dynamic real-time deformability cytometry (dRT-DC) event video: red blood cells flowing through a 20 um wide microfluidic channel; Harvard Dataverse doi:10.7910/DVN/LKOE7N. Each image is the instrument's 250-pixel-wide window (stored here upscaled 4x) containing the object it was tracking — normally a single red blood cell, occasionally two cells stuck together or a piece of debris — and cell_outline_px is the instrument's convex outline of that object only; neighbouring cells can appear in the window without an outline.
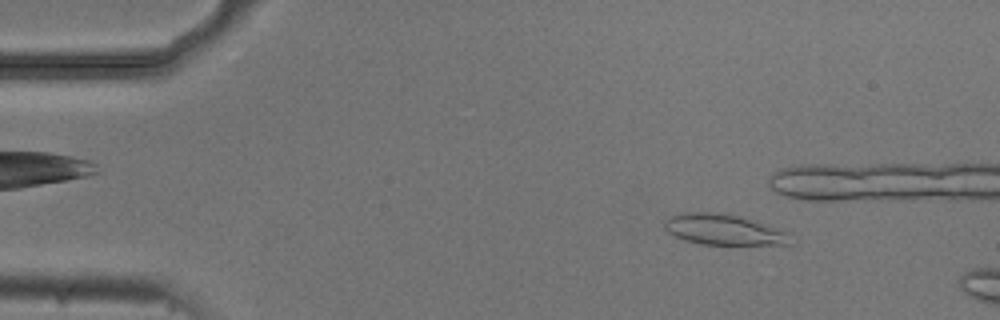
{"species": "common noctule bat (a hibernating species)", "species_latin": "Nyctalus noctula", "temperature_condition": "cold", "stored_images_in_passage": 4, "camera_frame_rate_fps": 3000, "um_per_image_px": 0.085, "animal": {"sex": "male", "body_mass_g": 20.5, "forearm_length_mm": 52.5}, "frame": {"image": 1, "passage_image": 2, "time_ms": 0.333, "image_size_px": [1000, 320], "cell_outline_px": [[796, 244], [700, 244], [684, 240], [668, 232], [664, 228], [664, 220], [668, 216], [680, 212], [708, 212], [736, 216], [756, 220], [788, 232]], "centroid_in_image_um": [61.51, 19.52], "position_along_channel_um": 23.5, "area_um2": 22.6}}